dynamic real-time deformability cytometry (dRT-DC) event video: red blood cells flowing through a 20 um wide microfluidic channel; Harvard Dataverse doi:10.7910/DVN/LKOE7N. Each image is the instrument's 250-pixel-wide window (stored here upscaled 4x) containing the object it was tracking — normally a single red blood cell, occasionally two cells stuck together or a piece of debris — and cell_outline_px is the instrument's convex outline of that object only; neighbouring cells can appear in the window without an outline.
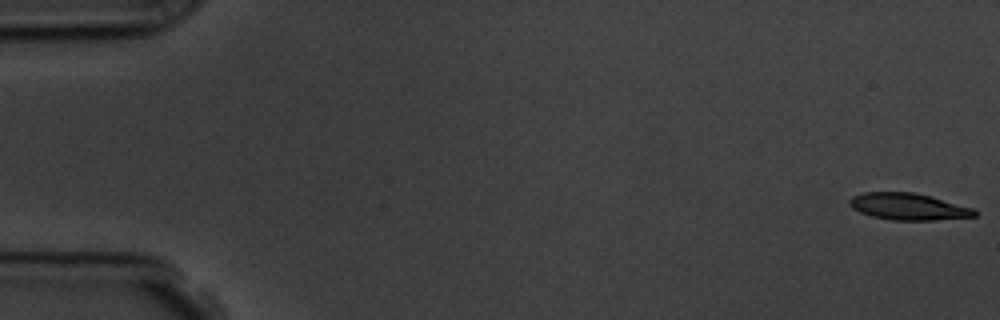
{"species": "common noctule bat (a hibernating species)", "species_latin": "Nyctalus noctula", "temperature_condition": "room temperature", "stored_images_in_passage": 5, "camera_frame_rate_fps": 3000, "um_per_image_px": 0.085, "animal": {"sex": "male", "body_mass_g": 19.5, "forearm_length_mm": 54.6}, "frame": {"image": 1, "passage_image": 1, "time_ms": 0.0, "image_size_px": [1000, 320], "cell_outline_px": [[976, 216], [936, 220], [892, 220], [872, 216], [860, 212], [852, 208], [848, 204], [848, 200], [852, 196], [864, 192], [912, 192], [928, 196], [972, 208], [976, 212]], "centroid_in_image_um": [77.14, 17.56], "position_along_channel_um": 7.9, "area_um2": 19.25}}
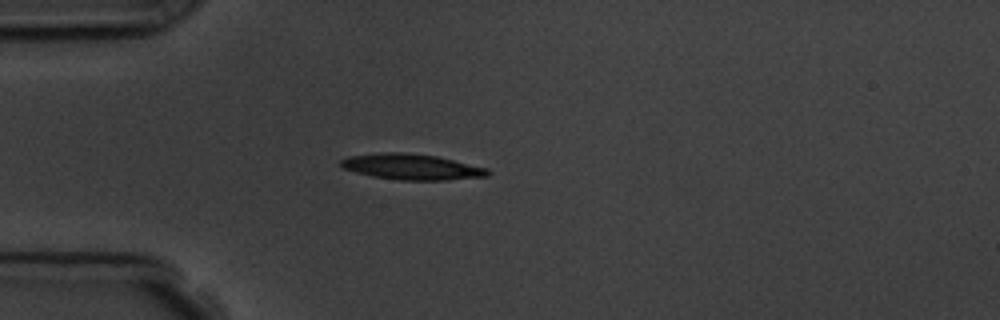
{"frame": {"image": 2, "passage_image": 5, "time_ms": 4.667, "image_size_px": [1000, 320], "cell_outline_px": [[492, 172], [488, 176], [448, 180], [400, 180], [372, 176], [356, 172], [344, 168], [340, 164], [340, 160], [348, 156], [384, 152], [400, 152], [436, 156], [488, 168]], "centroid_in_image_um": [35.01, 14.18], "position_along_channel_um": 50.0, "area_um2": 21.96}}